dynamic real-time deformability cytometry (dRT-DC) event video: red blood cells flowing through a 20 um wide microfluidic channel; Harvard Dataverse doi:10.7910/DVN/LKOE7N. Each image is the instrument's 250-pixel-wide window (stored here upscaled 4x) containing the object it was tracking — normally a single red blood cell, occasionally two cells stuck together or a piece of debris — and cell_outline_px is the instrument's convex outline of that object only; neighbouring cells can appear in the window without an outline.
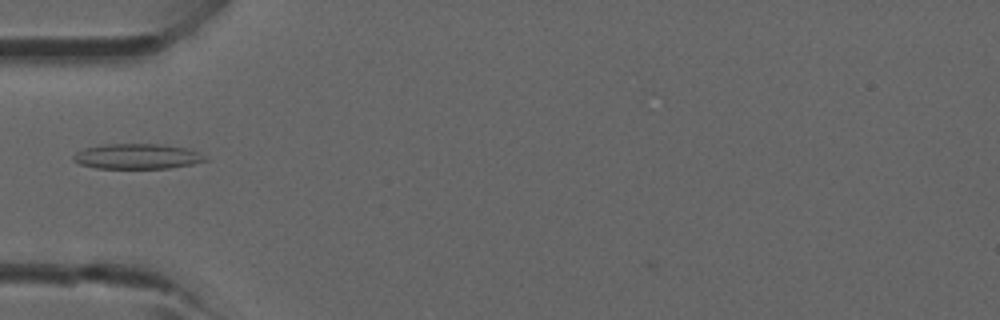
{"species": "common noctule bat (a hibernating species)", "species_latin": "Nyctalus noctula", "temperature_condition": "room temperature", "stored_images_in_passage": 3, "camera_frame_rate_fps": 3000, "um_per_image_px": 0.085, "animal": {"sex": "male", "forearm_length_mm": 52.5}, "frame": {"image": 1, "passage_image": 3, "time_ms": 2.333, "image_size_px": [1000, 320], "cell_outline_px": [[208, 160], [192, 164], [168, 168], [96, 168], [80, 164], [72, 160], [72, 156], [76, 152], [84, 148], [108, 144], [156, 144], [184, 148], [196, 152], [204, 156]], "centroid_in_image_um": [11.6, 13.3], "position_along_channel_um": 73.4, "area_um2": 19.07}}